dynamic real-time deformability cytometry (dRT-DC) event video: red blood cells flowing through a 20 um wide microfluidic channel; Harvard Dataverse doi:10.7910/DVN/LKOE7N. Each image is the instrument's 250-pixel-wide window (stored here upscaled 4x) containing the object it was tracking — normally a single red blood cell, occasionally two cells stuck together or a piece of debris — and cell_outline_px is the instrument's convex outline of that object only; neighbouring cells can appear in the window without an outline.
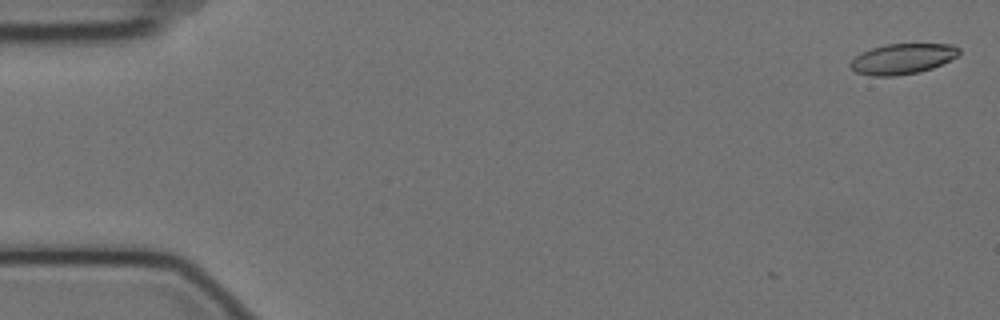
{"species": "Egyptian fruit bat (a non-hibernating species)", "species_latin": "Rousettus aegyptiacus", "temperature_condition": "cold", "stored_images_in_passage": 7, "camera_frame_rate_fps": 3000, "um_per_image_px": 0.085, "animal": {"sex": "female"}, "frame": {"image": 1, "passage_image": 1, "time_ms": 0.0, "image_size_px": [1000, 320], "cell_outline_px": [[960, 52], [956, 56], [932, 68], [920, 72], [896, 76], [872, 76], [856, 72], [848, 64], [860, 52], [884, 44], [952, 44], [960, 48]], "centroid_in_image_um": [76.68, 5.0], "position_along_channel_um": 8.3, "area_um2": 19.25}}
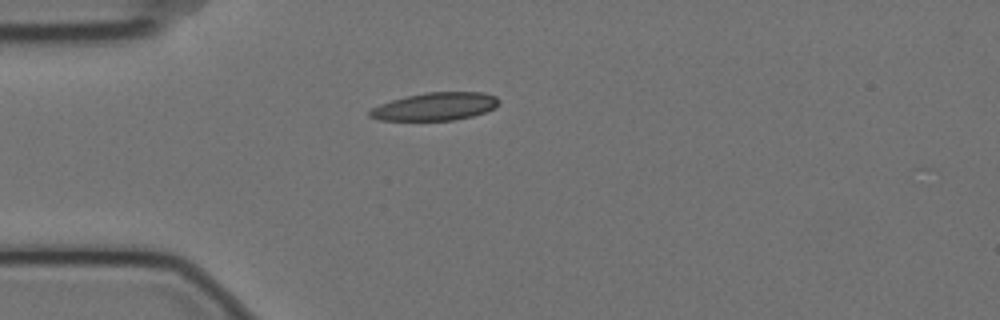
{"frame": {"image": 2, "passage_image": 5, "time_ms": 1.333, "image_size_px": [1000, 320], "cell_outline_px": [[500, 100], [496, 108], [472, 116], [452, 120], [380, 120], [368, 116], [368, 112], [372, 108], [380, 104], [392, 100], [424, 92], [484, 92], [496, 96]], "centroid_in_image_um": [37.01, 9.04], "position_along_channel_um": 48.0, "area_um2": 20.92}}
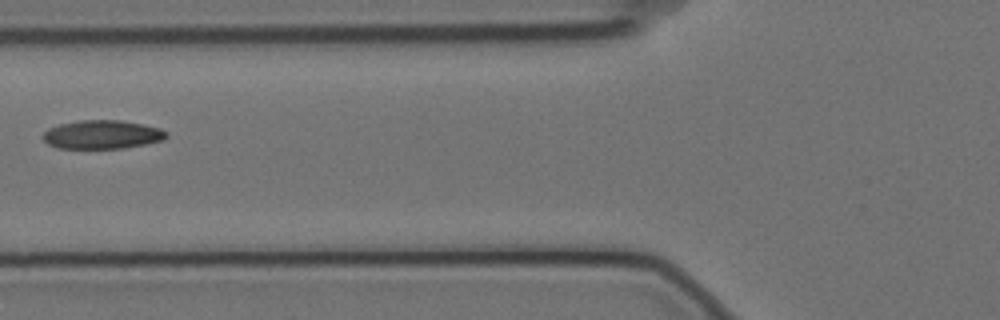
{"frame": {"image": 3, "passage_image": 7, "time_ms": 2.0, "image_size_px": [1000, 320], "cell_outline_px": [[168, 136], [164, 140], [124, 148], [56, 148], [48, 144], [44, 140], [44, 132], [48, 128], [60, 124], [80, 120], [120, 120], [144, 124], [160, 128], [168, 132]], "centroid_in_image_um": [8.71, 11.43], "position_along_channel_um": 117.1, "area_um2": 20.63}}